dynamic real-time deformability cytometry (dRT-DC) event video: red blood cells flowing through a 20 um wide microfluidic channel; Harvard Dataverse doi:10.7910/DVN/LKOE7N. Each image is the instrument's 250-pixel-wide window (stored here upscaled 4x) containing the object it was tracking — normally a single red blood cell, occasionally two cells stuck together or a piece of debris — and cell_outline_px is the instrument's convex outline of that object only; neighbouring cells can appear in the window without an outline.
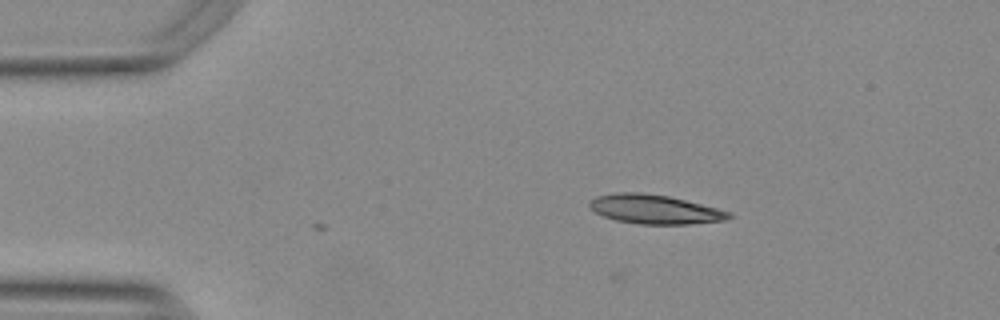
{"species": "Egyptian fruit bat (a non-hibernating species)", "species_latin": "Rousettus aegyptiacus", "temperature_condition": "warm", "stored_images_in_passage": 2, "camera_frame_rate_fps": 3000, "um_per_image_px": 0.085, "animal": {"sex": "female"}, "frame": {"image": 1, "passage_image": 2, "time_ms": 0.333, "image_size_px": [1000, 320], "cell_outline_px": [[732, 216], [728, 220], [692, 224], [640, 224], [616, 220], [604, 216], [588, 208], [588, 204], [596, 196], [616, 192], [640, 192], [668, 196], [732, 212]], "centroid_in_image_um": [55.65, 17.79], "position_along_channel_um": 29.3, "area_um2": 23.64}}